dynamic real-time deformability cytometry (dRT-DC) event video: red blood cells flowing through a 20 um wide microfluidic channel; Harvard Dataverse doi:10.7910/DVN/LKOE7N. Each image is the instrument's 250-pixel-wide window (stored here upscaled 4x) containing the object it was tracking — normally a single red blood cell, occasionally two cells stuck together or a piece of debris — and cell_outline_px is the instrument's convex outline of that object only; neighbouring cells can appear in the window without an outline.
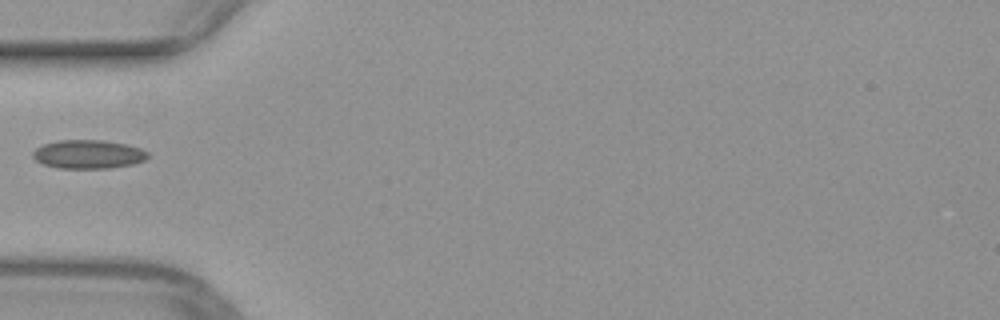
{"species": "common noctule bat (a hibernating species)", "species_latin": "Nyctalus noctula", "temperature_condition": "warm", "stored_images_in_passage": 35, "camera_frame_rate_fps": 3000, "um_per_image_px": 0.085, "animal": {"sex": "female", "body_mass_g": 29.2, "forearm_length_mm": 56.3}, "frame": {"image": 1, "passage_image": 1, "time_ms": 0.0, "image_size_px": [1000, 320], "cell_outline_px": [[148, 156], [144, 160], [132, 164], [108, 168], [60, 168], [44, 164], [36, 160], [32, 156], [32, 152], [36, 148], [44, 144], [60, 140], [104, 140], [128, 144], [140, 148], [148, 152]], "centroid_in_image_um": [7.51, 13.1], "position_along_channel_um": 77.5, "area_um2": 19.13}}
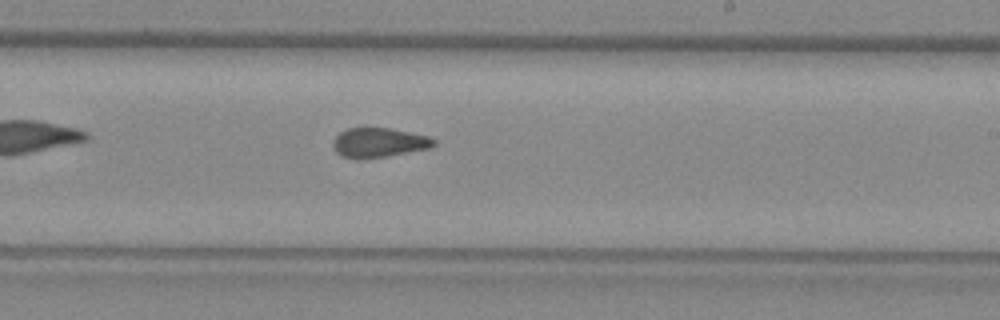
{"frame": {"image": 2, "passage_image": 14, "time_ms": 4.333, "image_size_px": [1000, 320], "cell_outline_px": [[436, 144], [432, 148], [384, 156], [356, 160], [344, 156], [336, 152], [332, 144], [332, 140], [340, 132], [348, 128], [392, 128], [428, 136], [436, 140]], "centroid_in_image_um": [32.21, 12.12], "position_along_channel_um": 256.8, "area_um2": 17.4}}
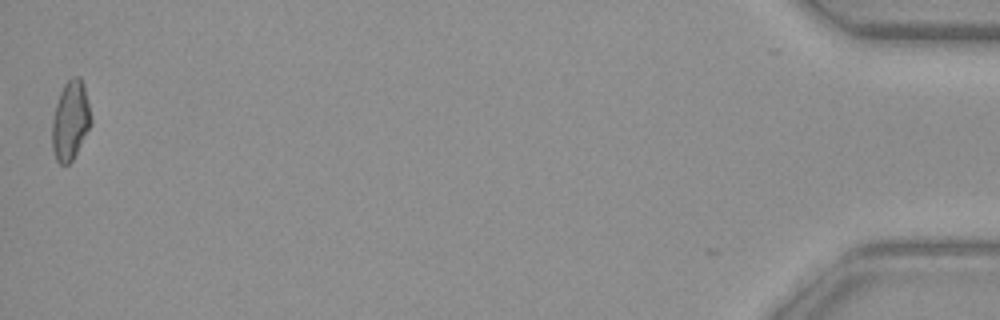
{"frame": {"image": 3, "passage_image": 34, "time_ms": 11.0, "image_size_px": [1000, 320], "cell_outline_px": [[92, 124], [72, 160], [68, 164], [60, 164], [56, 160], [52, 148], [52, 120], [56, 104], [60, 92], [64, 84], [72, 76], [80, 76], [84, 84], [92, 120]], "centroid_in_image_um": [5.99, 10.23], "position_along_channel_um": 429.2, "area_um2": 17.98}}